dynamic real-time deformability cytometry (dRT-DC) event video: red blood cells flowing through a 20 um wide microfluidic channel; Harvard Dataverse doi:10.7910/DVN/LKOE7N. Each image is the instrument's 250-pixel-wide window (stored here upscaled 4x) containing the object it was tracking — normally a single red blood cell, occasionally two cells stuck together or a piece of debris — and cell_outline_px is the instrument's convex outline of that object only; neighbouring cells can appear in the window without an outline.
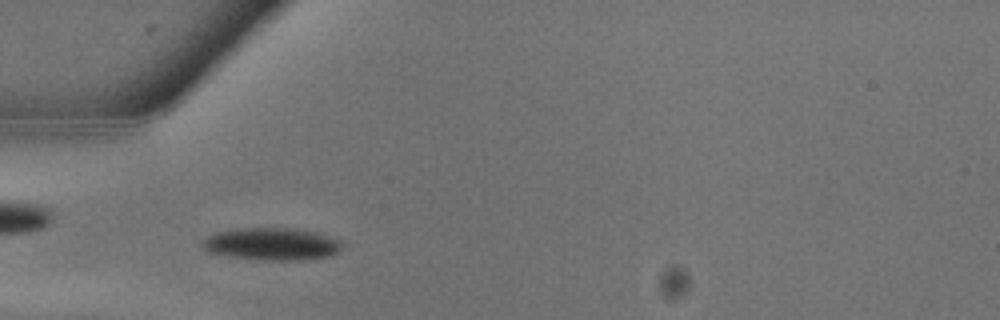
{"species": "common noctule bat (a hibernating species)", "species_latin": "Nyctalus noctula", "temperature_condition": "warm", "stored_images_in_passage": 7, "camera_frame_rate_fps": 3000, "um_per_image_px": 0.085, "animal": {"sex": "male", "body_mass_g": 13.3}, "frame": {"image": 1, "passage_image": 6, "time_ms": 1.667, "image_size_px": [1000, 320], "cell_outline_px": [[340, 248], [336, 252], [328, 256], [300, 260], [256, 260], [228, 256], [204, 252], [200, 244], [200, 240], [216, 232], [236, 228], [304, 228], [336, 236], [340, 240]], "centroid_in_image_um": [23.06, 20.72], "position_along_channel_um": 61.9, "area_um2": 27.11}}